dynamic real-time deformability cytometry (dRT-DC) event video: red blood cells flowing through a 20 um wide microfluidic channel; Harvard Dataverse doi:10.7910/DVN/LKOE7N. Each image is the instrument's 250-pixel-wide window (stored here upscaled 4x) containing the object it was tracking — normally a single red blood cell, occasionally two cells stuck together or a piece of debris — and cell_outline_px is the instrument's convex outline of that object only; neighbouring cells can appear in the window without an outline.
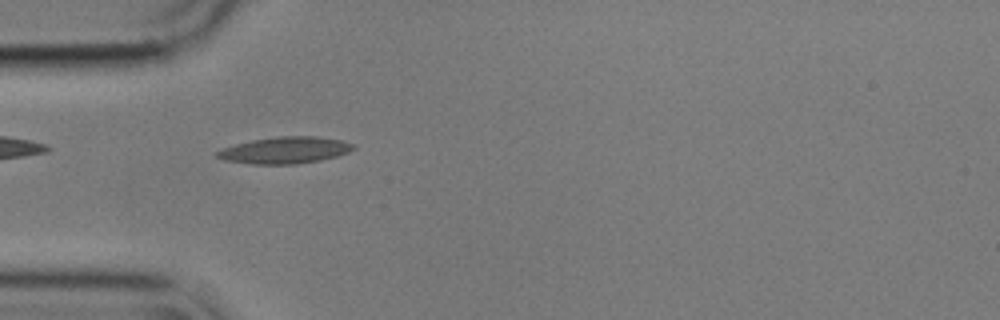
{"species": "common noctule bat (a hibernating species)", "species_latin": "Nyctalus noctula", "temperature_condition": "cold", "stored_images_in_passage": 40, "camera_frame_rate_fps": 3000, "um_per_image_px": 0.085, "animal": {"sex": "male", "body_mass_g": 17.9}, "frame": {"image": 1, "passage_image": 1, "time_ms": 0.0, "image_size_px": [1000, 320], "cell_outline_px": [[356, 148], [348, 152], [336, 156], [320, 160], [296, 164], [252, 164], [224, 160], [216, 156], [216, 152], [224, 148], [236, 144], [252, 140], [276, 136], [316, 136], [340, 140], [356, 144]], "centroid_in_image_um": [24.25, 12.76], "position_along_channel_um": 60.8, "area_um2": 21.1}}
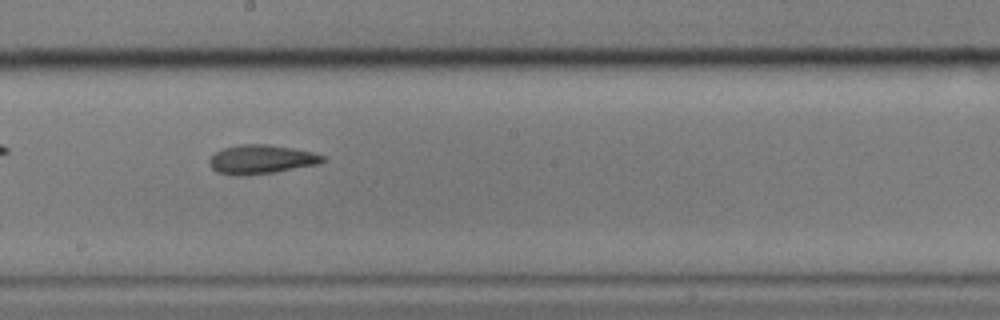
{"frame": {"image": 2, "passage_image": 15, "time_ms": 4.667, "image_size_px": [1000, 320], "cell_outline_px": [[328, 160], [320, 164], [276, 172], [248, 176], [236, 176], [216, 172], [208, 164], [208, 160], [216, 152], [224, 148], [240, 144], [268, 144], [292, 148], [312, 152], [328, 156]], "centroid_in_image_um": [22.25, 13.56], "position_along_channel_um": 226.0, "area_um2": 19.59}}
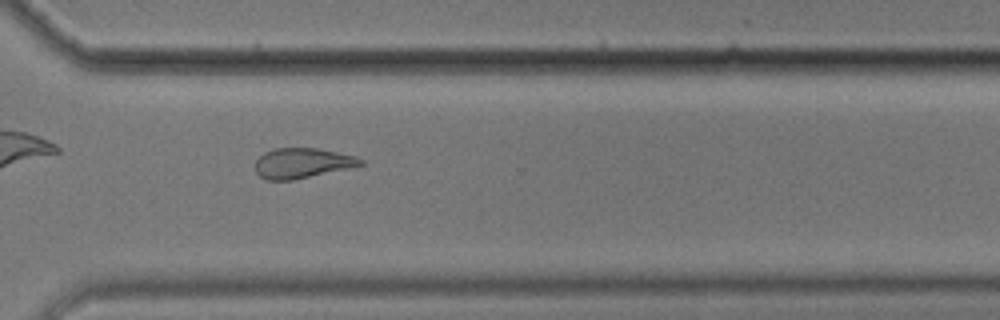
{"frame": {"image": 3, "passage_image": 25, "time_ms": 8.0, "image_size_px": [1000, 320], "cell_outline_px": [[364, 164], [352, 168], [292, 180], [264, 180], [256, 172], [256, 160], [264, 152], [276, 148], [320, 148], [356, 156], [364, 160]], "centroid_in_image_um": [25.72, 13.86], "position_along_channel_um": 344.9, "area_um2": 18.67}, "authors_computed_cell_mechanics": {"area_um2": 19.2474, "velocity_mm_per_s": 3.5793, "shape_relaxation_time_tau1_ms": 4.3838, "shape_relaxation_time_tau2_ms": 7.0483, "deformation_change_tau1": 0.1302, "deformation_change_tau2": 0.1562}}